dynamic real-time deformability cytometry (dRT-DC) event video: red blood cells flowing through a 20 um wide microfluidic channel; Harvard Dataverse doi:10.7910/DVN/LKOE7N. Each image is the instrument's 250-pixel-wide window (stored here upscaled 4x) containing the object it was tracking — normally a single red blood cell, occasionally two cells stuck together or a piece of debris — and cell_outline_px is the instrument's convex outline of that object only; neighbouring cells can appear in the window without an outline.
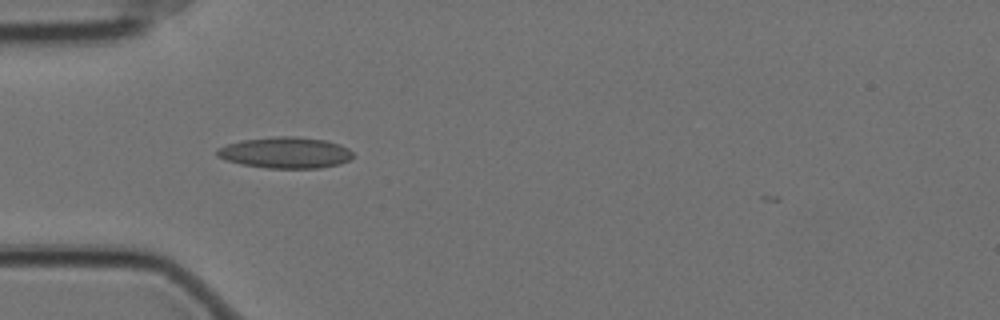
{"species": "Egyptian fruit bat (a non-hibernating species)", "species_latin": "Rousettus aegyptiacus", "temperature_condition": "cold", "stored_images_in_passage": 37, "camera_frame_rate_fps": 3000, "um_per_image_px": 0.085, "animal": {"sex": "female"}, "frame": {"image": 1, "passage_image": 1, "time_ms": 0.0, "image_size_px": [1000, 320], "cell_outline_px": [[352, 156], [348, 160], [340, 164], [320, 168], [268, 168], [240, 164], [224, 160], [216, 156], [216, 148], [228, 144], [244, 140], [276, 136], [296, 136], [328, 140], [340, 144], [348, 148], [352, 152]], "centroid_in_image_um": [24.25, 12.97], "position_along_channel_um": 60.8, "area_um2": 24.85}}
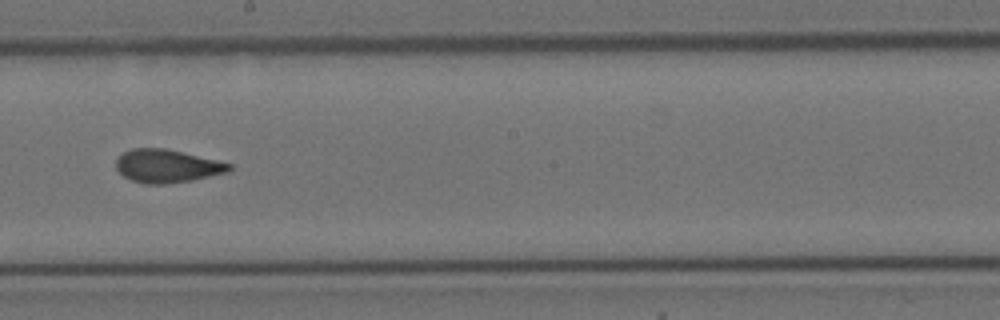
{"frame": {"image": 2, "passage_image": 16, "time_ms": 5.0, "image_size_px": [1000, 320], "cell_outline_px": [[232, 168], [228, 172], [192, 180], [164, 184], [144, 184], [132, 180], [124, 176], [116, 168], [116, 156], [132, 148], [164, 148], [216, 160], [232, 164]], "centroid_in_image_um": [14.17, 14.11], "position_along_channel_um": 234.0, "area_um2": 21.73}}
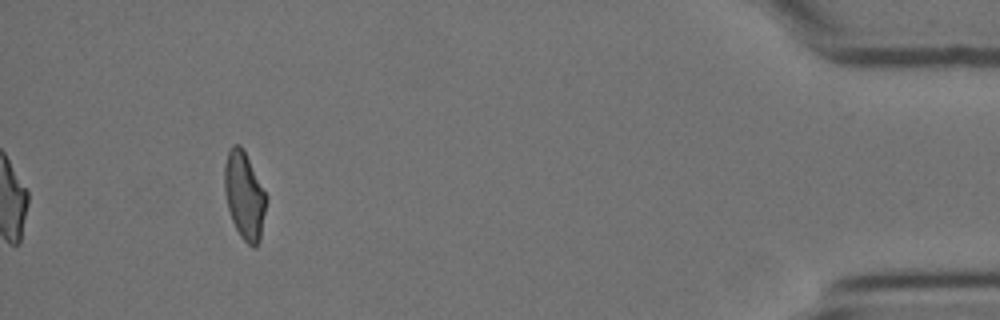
{"frame": {"image": 3, "passage_image": 37, "time_ms": 12.0, "image_size_px": [1000, 320], "cell_outline_px": [[268, 200], [260, 240], [256, 248], [252, 248], [240, 236], [232, 220], [228, 208], [224, 192], [224, 164], [228, 152], [232, 144], [240, 144], [244, 148], [268, 196]], "centroid_in_image_um": [20.79, 16.6], "position_along_channel_um": 414.4, "area_um2": 21.85}, "authors_computed_cell_mechanics": {"area_um2": 21.9062, "velocity_mm_per_s": 3.5015, "shape_relaxation_time_tau1_ms": 8.3502, "shape_relaxation_time_tau2_ms": 1.7804, "deformation_change_tau1": 0.1851, "deformation_change_tau2": 0.0763}}